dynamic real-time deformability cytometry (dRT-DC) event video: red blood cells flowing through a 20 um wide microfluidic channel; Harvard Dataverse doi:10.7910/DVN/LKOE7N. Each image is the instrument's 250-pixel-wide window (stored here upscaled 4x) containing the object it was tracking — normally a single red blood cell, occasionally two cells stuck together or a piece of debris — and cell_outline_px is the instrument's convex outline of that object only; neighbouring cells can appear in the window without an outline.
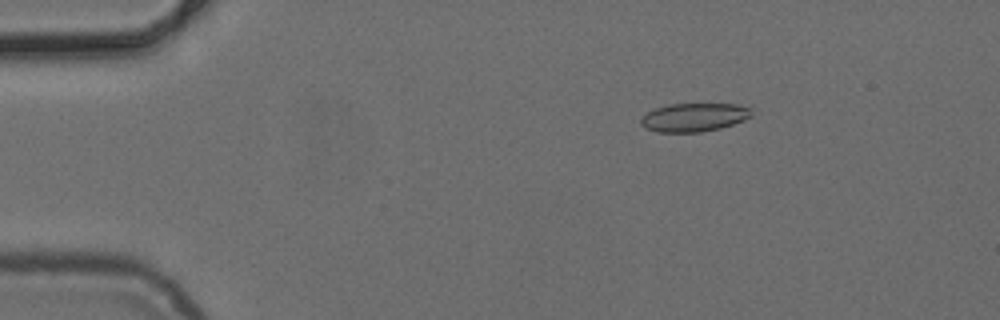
{"species": "common noctule bat (a hibernating species)", "species_latin": "Nyctalus noctula", "temperature_condition": "cold", "stored_images_in_passage": 3, "camera_frame_rate_fps": 3000, "um_per_image_px": 0.085, "animal": {"sex": "female", "body_mass_g": 24.6, "forearm_length_mm": 56.2}, "frame": {"image": 1, "passage_image": 1, "time_ms": 0.0, "image_size_px": [1000, 320], "cell_outline_px": [[752, 116], [744, 120], [720, 128], [700, 132], [656, 132], [644, 128], [640, 124], [640, 120], [648, 112], [656, 108], [668, 104], [736, 104], [752, 108]], "centroid_in_image_um": [58.99, 9.97], "position_along_channel_um": 26.0, "area_um2": 18.38}}